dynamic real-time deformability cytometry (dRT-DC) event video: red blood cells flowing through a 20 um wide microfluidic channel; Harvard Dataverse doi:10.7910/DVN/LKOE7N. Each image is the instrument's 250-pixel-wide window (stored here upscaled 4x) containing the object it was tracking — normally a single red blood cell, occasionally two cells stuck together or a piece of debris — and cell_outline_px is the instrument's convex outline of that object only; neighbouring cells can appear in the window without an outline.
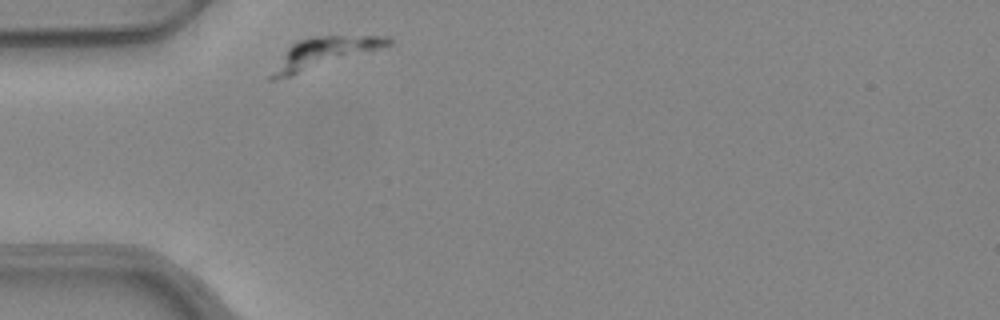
{"species": "common noctule bat (a hibernating species)", "species_latin": "Nyctalus noctula", "temperature_condition": "warm", "stored_images_in_passage": 31, "camera_frame_rate_fps": 3000, "um_per_image_px": 0.085, "animal": {"sex": "female", "body_mass_g": 24.6, "forearm_length_mm": 56.2}, "frame": {"image": 1, "passage_image": 1, "time_ms": 0.0, "image_size_px": [1000, 320], "cell_outline_px": [[392, 44], [288, 76], [272, 80], [268, 80], [268, 76], [288, 48], [292, 44], [300, 40], [312, 36], [388, 36], [392, 40]], "centroid_in_image_um": [27.52, 4.46], "position_along_channel_um": 57.5, "area_um2": 19.54}}
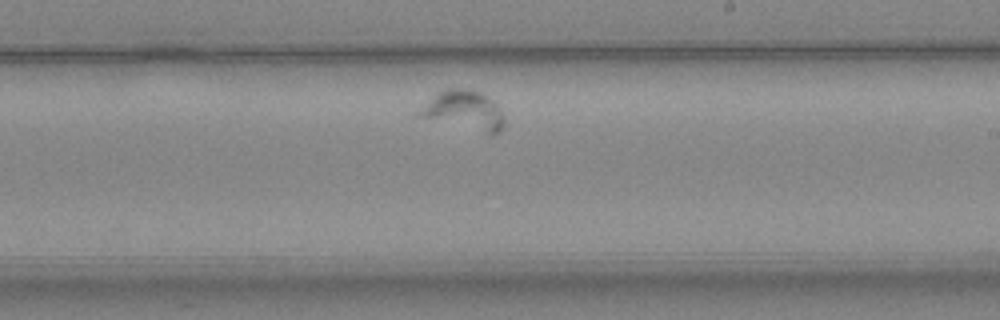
{"frame": {"image": 2, "passage_image": 18, "time_ms": 5.667, "image_size_px": [1000, 320], "cell_outline_px": [[504, 124], [496, 132], [488, 132], [412, 116], [412, 112], [436, 92], [444, 88], [468, 88], [484, 92], [500, 108], [504, 116]], "centroid_in_image_um": [39.31, 9.31], "position_along_channel_um": 249.7, "area_um2": 19.77}}
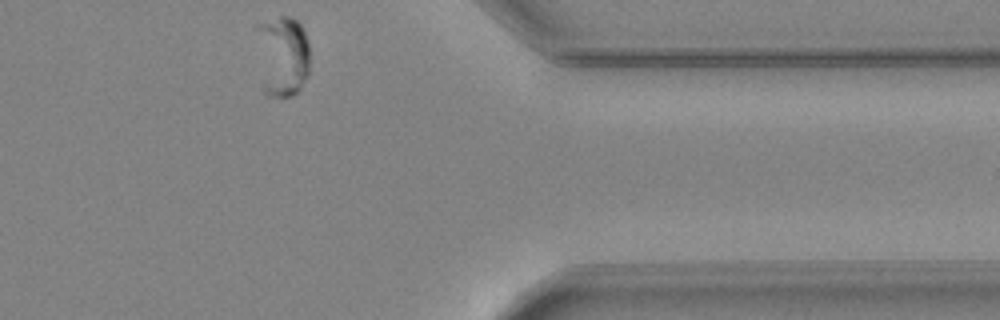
{"frame": {"image": 3, "passage_image": 31, "time_ms": 10.0, "image_size_px": [1000, 320], "cell_outline_px": [[308, 72], [300, 88], [292, 96], [268, 96], [264, 92], [256, 24], [280, 16], [288, 16], [296, 20], [304, 28], [308, 44]], "centroid_in_image_um": [24.02, 4.72], "position_along_channel_um": 387.4, "area_um2": 24.8}}